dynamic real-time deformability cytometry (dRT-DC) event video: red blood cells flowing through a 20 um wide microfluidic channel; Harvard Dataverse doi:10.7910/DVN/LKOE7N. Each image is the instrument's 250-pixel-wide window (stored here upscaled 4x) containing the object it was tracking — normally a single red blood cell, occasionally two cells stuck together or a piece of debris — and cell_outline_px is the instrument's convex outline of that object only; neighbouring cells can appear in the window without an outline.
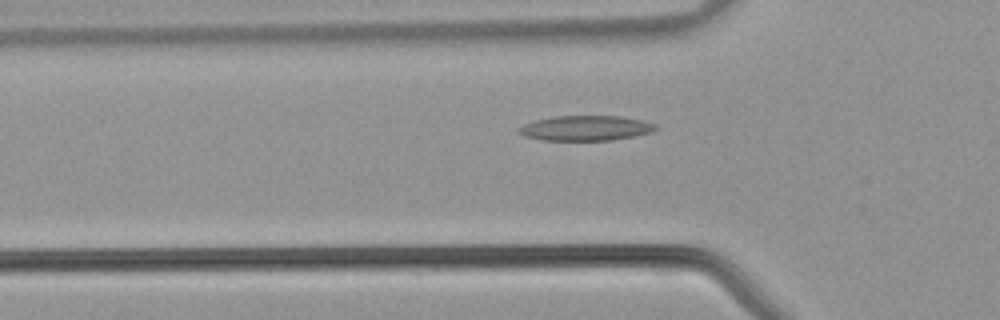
{"species": "common noctule bat (a hibernating species)", "species_latin": "Nyctalus noctula", "temperature_condition": "warm", "stored_images_in_passage": 32, "camera_frame_rate_fps": 3000, "um_per_image_px": 0.085, "animal": {"sex": "male", "body_mass_g": 21.5, "forearm_length_mm": 52.0}, "frame": {"image": 1, "passage_image": 4, "time_ms": 1.0, "image_size_px": [1000, 320], "cell_outline_px": [[660, 128], [652, 132], [612, 140], [540, 140], [524, 136], [516, 132], [516, 128], [524, 124], [536, 120], [556, 116], [620, 116], [660, 124]], "centroid_in_image_um": [49.79, 10.89], "position_along_channel_um": 76.0, "area_um2": 20.11}}
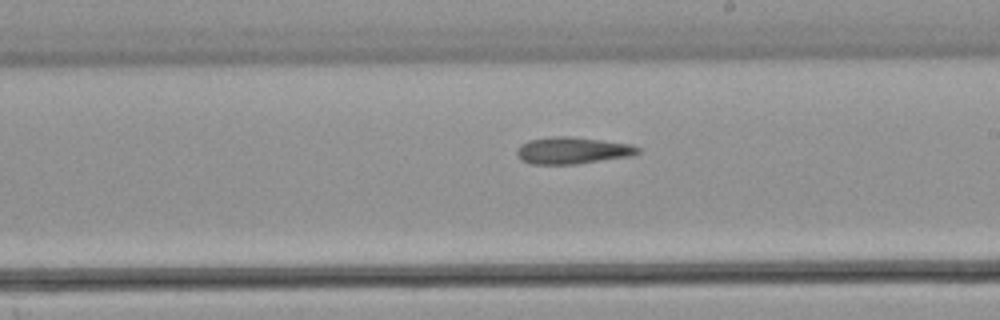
{"frame": {"image": 2, "passage_image": 14, "time_ms": 4.333, "image_size_px": [1000, 320], "cell_outline_px": [[640, 152], [632, 156], [576, 164], [532, 164], [520, 160], [516, 152], [520, 144], [528, 140], [552, 136], [568, 136], [632, 144], [640, 148]], "centroid_in_image_um": [48.65, 12.79], "position_along_channel_um": 240.3, "area_um2": 19.02}}
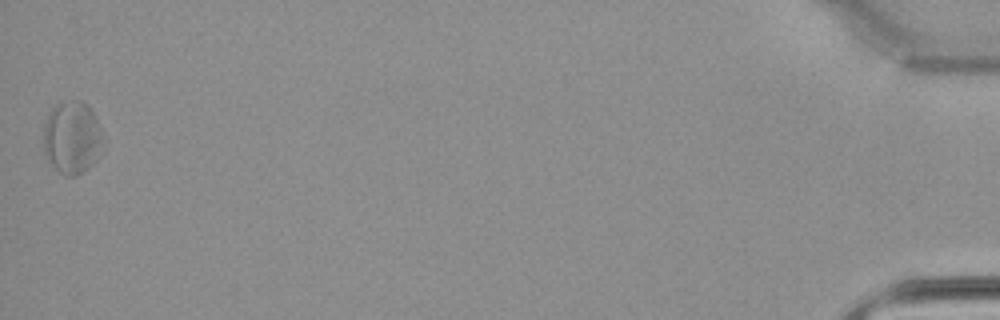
{"frame": {"image": 3, "passage_image": 32, "time_ms": 10.333, "image_size_px": [1000, 320], "cell_outline_px": [[104, 148], [100, 156], [84, 172], [76, 176], [64, 176], [52, 164], [44, 152], [44, 124], [52, 108], [56, 104], [68, 100], [80, 100], [88, 104], [104, 136]], "centroid_in_image_um": [6.17, 11.7], "position_along_channel_um": 429.0, "area_um2": 25.49}}